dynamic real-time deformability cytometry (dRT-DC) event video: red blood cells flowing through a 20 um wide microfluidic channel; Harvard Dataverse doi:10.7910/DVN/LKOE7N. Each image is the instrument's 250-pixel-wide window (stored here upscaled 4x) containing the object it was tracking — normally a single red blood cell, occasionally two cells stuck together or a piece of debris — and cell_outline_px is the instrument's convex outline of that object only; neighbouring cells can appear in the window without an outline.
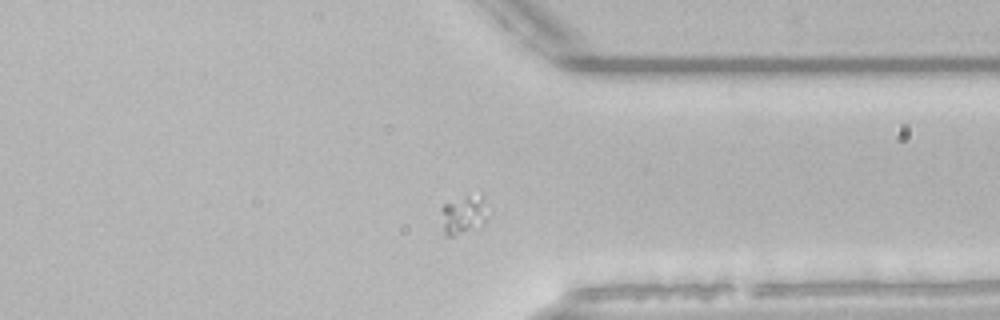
{"species": "common noctule bat (a hibernating species)", "species_latin": "Nyctalus noctula", "temperature_condition": "room temperature", "stored_images_in_passage": 50, "segment_of_instrument_passage": [1, 2], "camera_frame_rate_fps": 3000, "um_per_image_px": 0.085, "animal": {"sex": "male", "body_mass_g": 21.5, "forearm_length_mm": 52.0}, "frame": {"image": 1, "passage_image": 37, "time_ms": 12.0, "image_size_px": [1000, 320], "cell_outline_px": [[492, 212], [484, 224], [452, 236], [444, 236], [440, 208], [444, 204], [468, 196], [484, 196]], "centroid_in_image_um": [39.47, 18.25], "position_along_channel_um": 371.9, "area_um2": 10.75}}
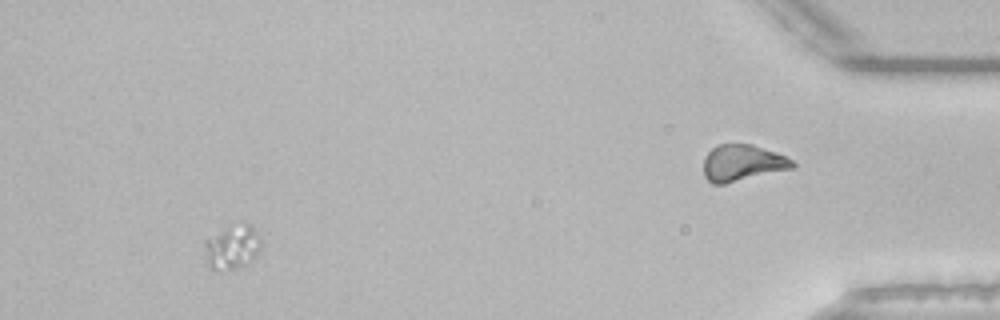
{"frame": {"image": 2, "passage_image": 46, "time_ms": 15.0, "image_size_px": [1000, 320], "cell_outline_px": [[260, 248], [256, 256], [248, 264], [236, 268], [220, 272], [208, 268], [204, 260], [204, 240], [228, 228], [244, 224], [252, 224], [260, 236]], "centroid_in_image_um": [19.71, 21.08], "position_along_channel_um": 415.5, "area_um2": 14.68}}